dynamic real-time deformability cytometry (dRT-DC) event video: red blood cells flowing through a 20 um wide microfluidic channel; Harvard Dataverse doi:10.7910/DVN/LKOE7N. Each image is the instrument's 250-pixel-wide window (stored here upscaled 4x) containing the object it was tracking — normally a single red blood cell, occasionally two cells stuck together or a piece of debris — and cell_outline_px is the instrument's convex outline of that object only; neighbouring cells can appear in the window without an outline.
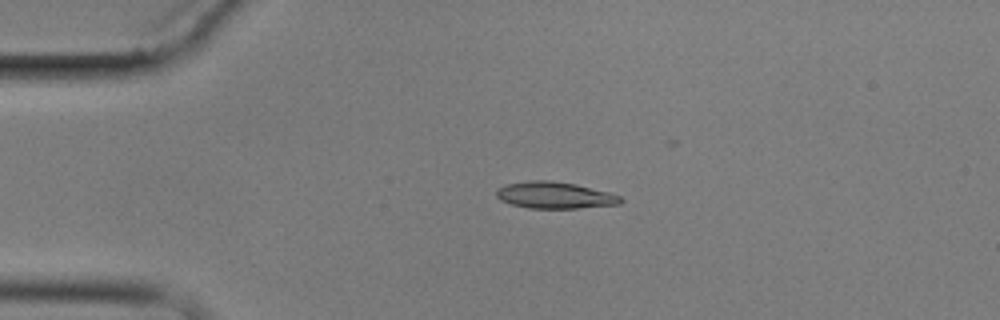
{"species": "common noctule bat (a hibernating species)", "species_latin": "Nyctalus noctula", "temperature_condition": "cold", "stored_images_in_passage": 4, "camera_frame_rate_fps": 3000, "um_per_image_px": 0.085, "animal": {"sex": "male", "body_mass_g": 17.9}, "frame": {"image": 1, "passage_image": 3, "time_ms": 2.333, "image_size_px": [1000, 320], "cell_outline_px": [[624, 200], [620, 204], [580, 208], [528, 208], [512, 204], [500, 200], [496, 196], [496, 188], [508, 184], [528, 180], [552, 180], [576, 184], [608, 192], [620, 196]], "centroid_in_image_um": [47.15, 16.59], "position_along_channel_um": 37.9, "area_um2": 19.36}}